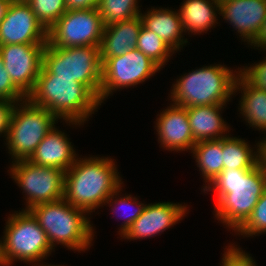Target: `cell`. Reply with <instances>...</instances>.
<instances>
[{
    "instance_id": "obj_9",
    "label": "cell",
    "mask_w": 266,
    "mask_h": 266,
    "mask_svg": "<svg viewBox=\"0 0 266 266\" xmlns=\"http://www.w3.org/2000/svg\"><path fill=\"white\" fill-rule=\"evenodd\" d=\"M9 175L25 195L26 207L29 210L40 204L63 199L65 171L54 167L38 166L29 160L11 162ZM27 197V198H26Z\"/></svg>"
},
{
    "instance_id": "obj_14",
    "label": "cell",
    "mask_w": 266,
    "mask_h": 266,
    "mask_svg": "<svg viewBox=\"0 0 266 266\" xmlns=\"http://www.w3.org/2000/svg\"><path fill=\"white\" fill-rule=\"evenodd\" d=\"M187 204L158 202L146 204L143 213L132 223L122 236L124 239H147L161 234L179 223L189 212ZM188 211V212H187Z\"/></svg>"
},
{
    "instance_id": "obj_6",
    "label": "cell",
    "mask_w": 266,
    "mask_h": 266,
    "mask_svg": "<svg viewBox=\"0 0 266 266\" xmlns=\"http://www.w3.org/2000/svg\"><path fill=\"white\" fill-rule=\"evenodd\" d=\"M9 215L0 238V266H11L14 261L35 266L47 259L54 250L34 216L28 210Z\"/></svg>"
},
{
    "instance_id": "obj_5",
    "label": "cell",
    "mask_w": 266,
    "mask_h": 266,
    "mask_svg": "<svg viewBox=\"0 0 266 266\" xmlns=\"http://www.w3.org/2000/svg\"><path fill=\"white\" fill-rule=\"evenodd\" d=\"M236 70L224 64L204 65L199 69L191 70L179 76L172 84L169 100L185 108L227 104L232 96L234 97V83L240 67Z\"/></svg>"
},
{
    "instance_id": "obj_12",
    "label": "cell",
    "mask_w": 266,
    "mask_h": 266,
    "mask_svg": "<svg viewBox=\"0 0 266 266\" xmlns=\"http://www.w3.org/2000/svg\"><path fill=\"white\" fill-rule=\"evenodd\" d=\"M46 44H7L0 56L12 82L26 95L33 90L43 66Z\"/></svg>"
},
{
    "instance_id": "obj_31",
    "label": "cell",
    "mask_w": 266,
    "mask_h": 266,
    "mask_svg": "<svg viewBox=\"0 0 266 266\" xmlns=\"http://www.w3.org/2000/svg\"><path fill=\"white\" fill-rule=\"evenodd\" d=\"M225 249L220 266H257L253 257L234 243Z\"/></svg>"
},
{
    "instance_id": "obj_11",
    "label": "cell",
    "mask_w": 266,
    "mask_h": 266,
    "mask_svg": "<svg viewBox=\"0 0 266 266\" xmlns=\"http://www.w3.org/2000/svg\"><path fill=\"white\" fill-rule=\"evenodd\" d=\"M104 24L97 8L67 10L49 29L48 44L57 47H100Z\"/></svg>"
},
{
    "instance_id": "obj_21",
    "label": "cell",
    "mask_w": 266,
    "mask_h": 266,
    "mask_svg": "<svg viewBox=\"0 0 266 266\" xmlns=\"http://www.w3.org/2000/svg\"><path fill=\"white\" fill-rule=\"evenodd\" d=\"M241 91L238 112L250 127L266 134V91L256 88L240 72L234 83V95ZM265 131V132H264Z\"/></svg>"
},
{
    "instance_id": "obj_8",
    "label": "cell",
    "mask_w": 266,
    "mask_h": 266,
    "mask_svg": "<svg viewBox=\"0 0 266 266\" xmlns=\"http://www.w3.org/2000/svg\"><path fill=\"white\" fill-rule=\"evenodd\" d=\"M43 67L56 78H74V81L86 85L100 100V47L65 48L47 43L43 52Z\"/></svg>"
},
{
    "instance_id": "obj_22",
    "label": "cell",
    "mask_w": 266,
    "mask_h": 266,
    "mask_svg": "<svg viewBox=\"0 0 266 266\" xmlns=\"http://www.w3.org/2000/svg\"><path fill=\"white\" fill-rule=\"evenodd\" d=\"M178 10L185 34L200 35L218 24L219 0H184Z\"/></svg>"
},
{
    "instance_id": "obj_1",
    "label": "cell",
    "mask_w": 266,
    "mask_h": 266,
    "mask_svg": "<svg viewBox=\"0 0 266 266\" xmlns=\"http://www.w3.org/2000/svg\"><path fill=\"white\" fill-rule=\"evenodd\" d=\"M266 188V174L259 163L249 169H223L203 192H215L214 213L234 233L245 223Z\"/></svg>"
},
{
    "instance_id": "obj_4",
    "label": "cell",
    "mask_w": 266,
    "mask_h": 266,
    "mask_svg": "<svg viewBox=\"0 0 266 266\" xmlns=\"http://www.w3.org/2000/svg\"><path fill=\"white\" fill-rule=\"evenodd\" d=\"M28 211L45 231L53 250L57 244L81 253L92 246L95 229L90 217H87L88 213L72 206L64 198L37 204Z\"/></svg>"
},
{
    "instance_id": "obj_2",
    "label": "cell",
    "mask_w": 266,
    "mask_h": 266,
    "mask_svg": "<svg viewBox=\"0 0 266 266\" xmlns=\"http://www.w3.org/2000/svg\"><path fill=\"white\" fill-rule=\"evenodd\" d=\"M27 99L75 127L89 121V116L92 117L101 106L99 98L86 85L74 81V78H56L43 66Z\"/></svg>"
},
{
    "instance_id": "obj_3",
    "label": "cell",
    "mask_w": 266,
    "mask_h": 266,
    "mask_svg": "<svg viewBox=\"0 0 266 266\" xmlns=\"http://www.w3.org/2000/svg\"><path fill=\"white\" fill-rule=\"evenodd\" d=\"M111 157L77 158L65 172L63 198L89 215L103 207L107 199L122 186V177Z\"/></svg>"
},
{
    "instance_id": "obj_35",
    "label": "cell",
    "mask_w": 266,
    "mask_h": 266,
    "mask_svg": "<svg viewBox=\"0 0 266 266\" xmlns=\"http://www.w3.org/2000/svg\"><path fill=\"white\" fill-rule=\"evenodd\" d=\"M252 48H260V52L262 50H266V18L262 23V26L260 28V32L256 36L255 40L250 44ZM254 46V47H253ZM262 48V49H261Z\"/></svg>"
},
{
    "instance_id": "obj_27",
    "label": "cell",
    "mask_w": 266,
    "mask_h": 266,
    "mask_svg": "<svg viewBox=\"0 0 266 266\" xmlns=\"http://www.w3.org/2000/svg\"><path fill=\"white\" fill-rule=\"evenodd\" d=\"M122 187H123V185L120 188H118L104 203V205L108 204L109 207L112 206L111 210L113 213H115V212L117 213V209L118 208L120 209L121 207L124 210H125V207H129L127 209H130L131 206H132L131 208H133L134 206L136 207V208L134 207L135 210L133 212L127 210L130 213H123L125 220H124V222L121 223V225H120L121 227L118 228L119 229L118 233H119L120 237H122L126 233V231L130 228L132 223L143 213V210L146 207V204L138 201L139 199L136 198V196L132 197L131 194L127 195L126 193H125L124 197H123V195L121 196L120 194H121V191L123 190ZM123 216L120 215V217H123Z\"/></svg>"
},
{
    "instance_id": "obj_24",
    "label": "cell",
    "mask_w": 266,
    "mask_h": 266,
    "mask_svg": "<svg viewBox=\"0 0 266 266\" xmlns=\"http://www.w3.org/2000/svg\"><path fill=\"white\" fill-rule=\"evenodd\" d=\"M206 188L223 170L222 138L196 142L191 150Z\"/></svg>"
},
{
    "instance_id": "obj_10",
    "label": "cell",
    "mask_w": 266,
    "mask_h": 266,
    "mask_svg": "<svg viewBox=\"0 0 266 266\" xmlns=\"http://www.w3.org/2000/svg\"><path fill=\"white\" fill-rule=\"evenodd\" d=\"M102 62V79L100 102L108 99L114 91L139 85L156 75L161 68L137 48L124 55L100 58Z\"/></svg>"
},
{
    "instance_id": "obj_17",
    "label": "cell",
    "mask_w": 266,
    "mask_h": 266,
    "mask_svg": "<svg viewBox=\"0 0 266 266\" xmlns=\"http://www.w3.org/2000/svg\"><path fill=\"white\" fill-rule=\"evenodd\" d=\"M73 146L67 134L55 126L28 160L38 166L54 167L66 172L79 157Z\"/></svg>"
},
{
    "instance_id": "obj_37",
    "label": "cell",
    "mask_w": 266,
    "mask_h": 266,
    "mask_svg": "<svg viewBox=\"0 0 266 266\" xmlns=\"http://www.w3.org/2000/svg\"><path fill=\"white\" fill-rule=\"evenodd\" d=\"M13 0H1L0 1V24L5 18L8 8Z\"/></svg>"
},
{
    "instance_id": "obj_34",
    "label": "cell",
    "mask_w": 266,
    "mask_h": 266,
    "mask_svg": "<svg viewBox=\"0 0 266 266\" xmlns=\"http://www.w3.org/2000/svg\"><path fill=\"white\" fill-rule=\"evenodd\" d=\"M100 0H65L67 10H87L98 7Z\"/></svg>"
},
{
    "instance_id": "obj_7",
    "label": "cell",
    "mask_w": 266,
    "mask_h": 266,
    "mask_svg": "<svg viewBox=\"0 0 266 266\" xmlns=\"http://www.w3.org/2000/svg\"><path fill=\"white\" fill-rule=\"evenodd\" d=\"M57 121L48 109L31 103L27 98L16 103L5 138L12 162L28 160Z\"/></svg>"
},
{
    "instance_id": "obj_16",
    "label": "cell",
    "mask_w": 266,
    "mask_h": 266,
    "mask_svg": "<svg viewBox=\"0 0 266 266\" xmlns=\"http://www.w3.org/2000/svg\"><path fill=\"white\" fill-rule=\"evenodd\" d=\"M155 129L160 147L168 151H189L196 144L188 120L187 109L183 106L170 105L157 114Z\"/></svg>"
},
{
    "instance_id": "obj_26",
    "label": "cell",
    "mask_w": 266,
    "mask_h": 266,
    "mask_svg": "<svg viewBox=\"0 0 266 266\" xmlns=\"http://www.w3.org/2000/svg\"><path fill=\"white\" fill-rule=\"evenodd\" d=\"M139 0H100L98 11L104 26L135 18L141 13Z\"/></svg>"
},
{
    "instance_id": "obj_28",
    "label": "cell",
    "mask_w": 266,
    "mask_h": 266,
    "mask_svg": "<svg viewBox=\"0 0 266 266\" xmlns=\"http://www.w3.org/2000/svg\"><path fill=\"white\" fill-rule=\"evenodd\" d=\"M27 3L47 30L67 11L65 0H28Z\"/></svg>"
},
{
    "instance_id": "obj_15",
    "label": "cell",
    "mask_w": 266,
    "mask_h": 266,
    "mask_svg": "<svg viewBox=\"0 0 266 266\" xmlns=\"http://www.w3.org/2000/svg\"><path fill=\"white\" fill-rule=\"evenodd\" d=\"M219 15L250 45L266 18V0H219Z\"/></svg>"
},
{
    "instance_id": "obj_23",
    "label": "cell",
    "mask_w": 266,
    "mask_h": 266,
    "mask_svg": "<svg viewBox=\"0 0 266 266\" xmlns=\"http://www.w3.org/2000/svg\"><path fill=\"white\" fill-rule=\"evenodd\" d=\"M256 145L254 149L245 139L231 137V134L222 138L223 169L249 170L255 167L259 159L258 142Z\"/></svg>"
},
{
    "instance_id": "obj_39",
    "label": "cell",
    "mask_w": 266,
    "mask_h": 266,
    "mask_svg": "<svg viewBox=\"0 0 266 266\" xmlns=\"http://www.w3.org/2000/svg\"><path fill=\"white\" fill-rule=\"evenodd\" d=\"M16 1H20V2H27L28 0H16Z\"/></svg>"
},
{
    "instance_id": "obj_25",
    "label": "cell",
    "mask_w": 266,
    "mask_h": 266,
    "mask_svg": "<svg viewBox=\"0 0 266 266\" xmlns=\"http://www.w3.org/2000/svg\"><path fill=\"white\" fill-rule=\"evenodd\" d=\"M136 48L155 62L161 69L170 60L174 52L154 32L146 29L143 25L140 29Z\"/></svg>"
},
{
    "instance_id": "obj_13",
    "label": "cell",
    "mask_w": 266,
    "mask_h": 266,
    "mask_svg": "<svg viewBox=\"0 0 266 266\" xmlns=\"http://www.w3.org/2000/svg\"><path fill=\"white\" fill-rule=\"evenodd\" d=\"M48 30L27 2L13 0L0 24V46L7 44H47Z\"/></svg>"
},
{
    "instance_id": "obj_19",
    "label": "cell",
    "mask_w": 266,
    "mask_h": 266,
    "mask_svg": "<svg viewBox=\"0 0 266 266\" xmlns=\"http://www.w3.org/2000/svg\"><path fill=\"white\" fill-rule=\"evenodd\" d=\"M227 104L187 107L188 120L195 142L228 136L230 128L221 113ZM228 132V133H227Z\"/></svg>"
},
{
    "instance_id": "obj_33",
    "label": "cell",
    "mask_w": 266,
    "mask_h": 266,
    "mask_svg": "<svg viewBox=\"0 0 266 266\" xmlns=\"http://www.w3.org/2000/svg\"><path fill=\"white\" fill-rule=\"evenodd\" d=\"M16 103L0 99V136L6 138L10 125L11 115Z\"/></svg>"
},
{
    "instance_id": "obj_18",
    "label": "cell",
    "mask_w": 266,
    "mask_h": 266,
    "mask_svg": "<svg viewBox=\"0 0 266 266\" xmlns=\"http://www.w3.org/2000/svg\"><path fill=\"white\" fill-rule=\"evenodd\" d=\"M157 8L152 7L144 14L140 13L143 26L157 34L174 52L181 51V48L187 45L188 39L183 35L179 10Z\"/></svg>"
},
{
    "instance_id": "obj_30",
    "label": "cell",
    "mask_w": 266,
    "mask_h": 266,
    "mask_svg": "<svg viewBox=\"0 0 266 266\" xmlns=\"http://www.w3.org/2000/svg\"><path fill=\"white\" fill-rule=\"evenodd\" d=\"M27 96L12 82L0 56V99L19 103Z\"/></svg>"
},
{
    "instance_id": "obj_38",
    "label": "cell",
    "mask_w": 266,
    "mask_h": 266,
    "mask_svg": "<svg viewBox=\"0 0 266 266\" xmlns=\"http://www.w3.org/2000/svg\"><path fill=\"white\" fill-rule=\"evenodd\" d=\"M43 260H44V259H42V261H39V263L36 264L35 266H61V265H54V264H52V265H51V264H47V265H46V264H43ZM41 262H42V264H41ZM63 266H64V265H63Z\"/></svg>"
},
{
    "instance_id": "obj_20",
    "label": "cell",
    "mask_w": 266,
    "mask_h": 266,
    "mask_svg": "<svg viewBox=\"0 0 266 266\" xmlns=\"http://www.w3.org/2000/svg\"><path fill=\"white\" fill-rule=\"evenodd\" d=\"M142 19L137 16L104 27L100 43V58H111L124 55L136 48Z\"/></svg>"
},
{
    "instance_id": "obj_32",
    "label": "cell",
    "mask_w": 266,
    "mask_h": 266,
    "mask_svg": "<svg viewBox=\"0 0 266 266\" xmlns=\"http://www.w3.org/2000/svg\"><path fill=\"white\" fill-rule=\"evenodd\" d=\"M240 73L256 88L266 91V57L255 65L243 66Z\"/></svg>"
},
{
    "instance_id": "obj_36",
    "label": "cell",
    "mask_w": 266,
    "mask_h": 266,
    "mask_svg": "<svg viewBox=\"0 0 266 266\" xmlns=\"http://www.w3.org/2000/svg\"><path fill=\"white\" fill-rule=\"evenodd\" d=\"M259 159L258 163L266 174V136L258 142Z\"/></svg>"
},
{
    "instance_id": "obj_29",
    "label": "cell",
    "mask_w": 266,
    "mask_h": 266,
    "mask_svg": "<svg viewBox=\"0 0 266 266\" xmlns=\"http://www.w3.org/2000/svg\"><path fill=\"white\" fill-rule=\"evenodd\" d=\"M243 237L266 234V188L245 223L235 232Z\"/></svg>"
}]
</instances>
